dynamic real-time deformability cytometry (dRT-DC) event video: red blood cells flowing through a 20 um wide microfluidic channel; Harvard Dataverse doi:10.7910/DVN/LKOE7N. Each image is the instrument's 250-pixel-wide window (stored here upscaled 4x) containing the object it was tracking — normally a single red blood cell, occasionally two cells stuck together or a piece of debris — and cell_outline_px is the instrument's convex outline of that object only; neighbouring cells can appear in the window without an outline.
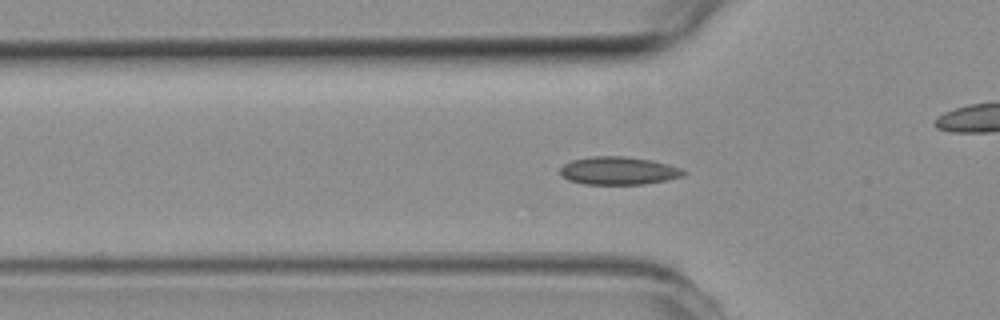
{"species": "common noctule bat (a hibernating species)", "species_latin": "Nyctalus noctula", "temperature_condition": "room temperature", "stored_images_in_passage": 55, "camera_frame_rate_fps": 3000, "um_per_image_px": 0.085, "animal": {"sex": "female", "body_mass_g": 19.3, "forearm_length_mm": 54.1}, "frame": {"image": 1, "passage_image": 17, "time_ms": 5.333, "image_size_px": [1000, 320], "cell_outline_px": [[688, 172], [684, 176], [644, 184], [584, 184], [568, 180], [560, 176], [560, 168], [564, 164], [572, 160], [592, 156], [624, 156], [652, 160], [668, 164], [680, 168]], "centroid_in_image_um": [52.56, 14.51], "position_along_channel_um": 73.2, "area_um2": 20.17}}
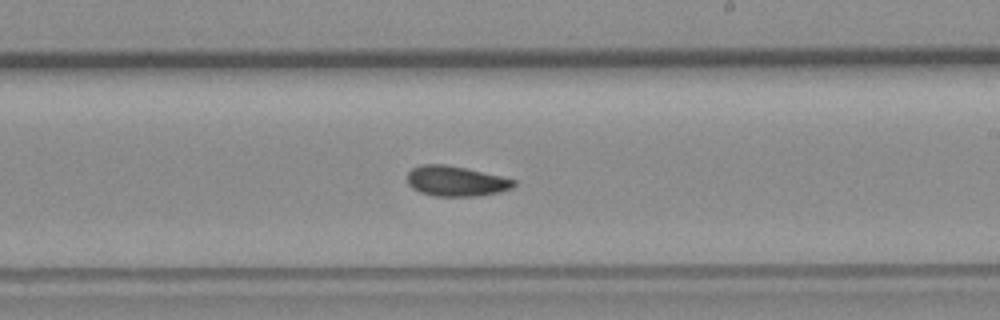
{"frame": {"image": 2, "passage_image": 31, "time_ms": 10.0, "image_size_px": [1000, 320], "cell_outline_px": [[516, 184], [512, 188], [500, 192], [476, 196], [436, 196], [420, 192], [412, 188], [408, 184], [408, 172], [412, 168], [424, 164], [444, 164], [464, 168], [500, 176], [516, 180]], "centroid_in_image_um": [38.75, 15.4], "position_along_channel_um": 250.2, "area_um2": 18.61}}
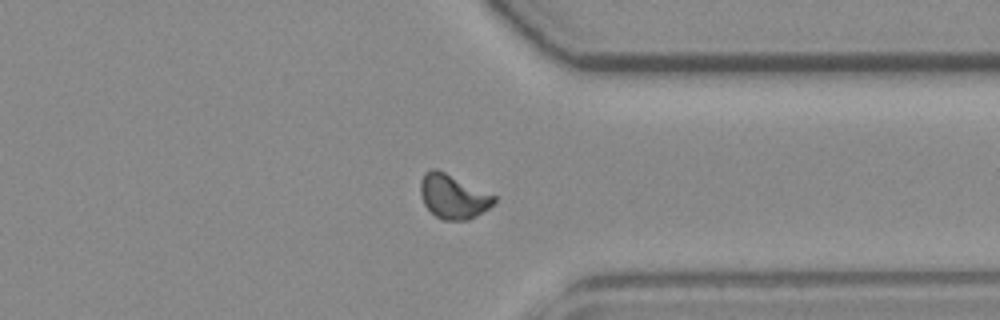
{"frame": {"image": 3, "passage_image": 41, "time_ms": 13.333, "image_size_px": [1000, 320], "cell_outline_px": [[496, 200], [488, 208], [476, 216], [468, 220], [444, 220], [436, 216], [424, 204], [420, 196], [420, 180], [424, 172], [432, 168], [436, 168], [496, 196]], "centroid_in_image_um": [38.48, 16.69], "position_along_channel_um": 372.9, "area_um2": 18.84}, "authors_computed_cell_mechanics": {"area_um2": 18.6694, "velocity_mm_per_s": 3.7879, "shape_relaxation_time_tau1_ms": null, "shape_relaxation_time_tau2_ms": 9.8117, "deformation_change_tau1": null, "deformation_change_tau2": 0.0801}}